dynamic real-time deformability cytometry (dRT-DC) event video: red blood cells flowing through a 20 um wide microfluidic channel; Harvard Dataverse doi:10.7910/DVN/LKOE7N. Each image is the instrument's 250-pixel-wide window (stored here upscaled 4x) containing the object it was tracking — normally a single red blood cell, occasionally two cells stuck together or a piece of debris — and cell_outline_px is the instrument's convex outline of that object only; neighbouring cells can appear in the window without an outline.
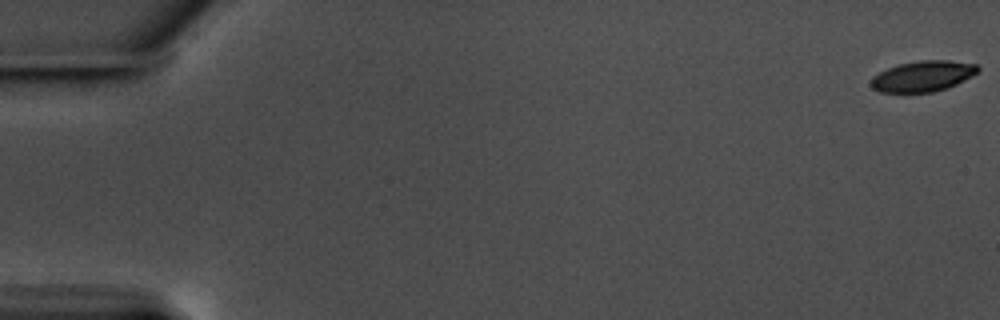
{"species": "common noctule bat (a hibernating species)", "species_latin": "Nyctalus noctula", "temperature_condition": "warm", "stored_images_in_passage": 59, "camera_frame_rate_fps": 3000, "um_per_image_px": 0.085, "animal": {"sex": "male", "body_mass_g": 17.5, "forearm_length_mm": 52.3}, "frame": {"image": 1, "passage_image": 1, "time_ms": 0.0, "image_size_px": [1000, 320], "cell_outline_px": [[980, 72], [956, 84], [932, 92], [880, 92], [872, 88], [868, 84], [872, 76], [888, 68], [900, 64], [920, 60], [948, 60], [976, 64], [980, 68]], "centroid_in_image_um": [78.43, 6.47], "position_along_channel_um": 6.6, "area_um2": 19.13}}
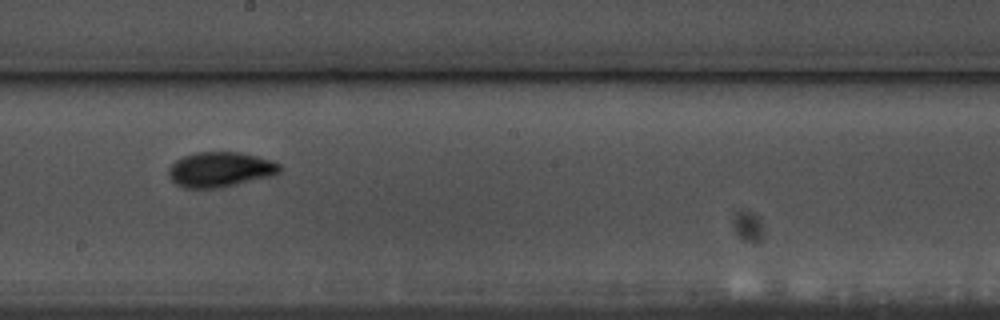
{"frame": {"image": 2, "passage_image": 34, "time_ms": 11.0, "image_size_px": [1000, 320], "cell_outline_px": [[280, 172], [268, 176], [220, 188], [184, 188], [176, 184], [168, 176], [168, 168], [176, 160], [184, 156], [196, 152], [240, 152], [272, 160], [280, 164]], "centroid_in_image_um": [18.68, 14.4], "position_along_channel_um": 229.5, "area_um2": 22.54}}
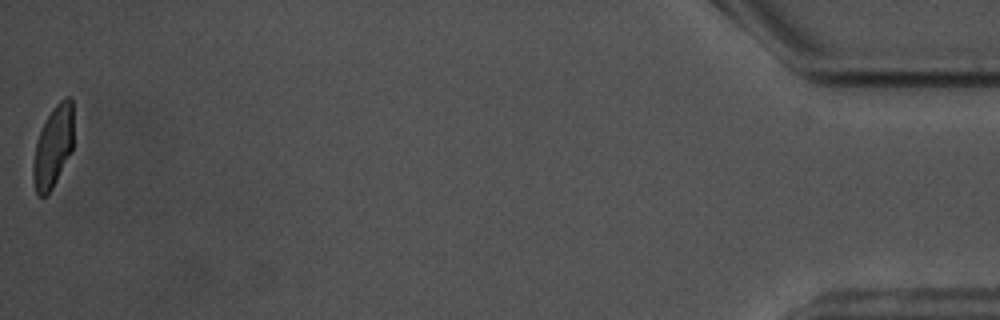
{"frame": {"image": 3, "passage_image": 59, "time_ms": 19.333, "image_size_px": [1000, 320], "cell_outline_px": [[72, 152], [52, 188], [44, 196], [40, 196], [36, 192], [32, 176], [32, 164], [36, 140], [52, 108], [64, 96], [68, 96], [72, 100]], "centroid_in_image_um": [4.5, 12.47], "position_along_channel_um": 430.7, "area_um2": 19.07}, "authors_computed_cell_mechanics": {"area_um2": 20.7502, "velocity_mm_per_s": 3.5341, "shape_relaxation_time_tau1_ms": 2.4067, "shape_relaxation_time_tau2_ms": 1.6584, "deformation_change_tau1": 0.1356, "deformation_change_tau2": 0.0623}}